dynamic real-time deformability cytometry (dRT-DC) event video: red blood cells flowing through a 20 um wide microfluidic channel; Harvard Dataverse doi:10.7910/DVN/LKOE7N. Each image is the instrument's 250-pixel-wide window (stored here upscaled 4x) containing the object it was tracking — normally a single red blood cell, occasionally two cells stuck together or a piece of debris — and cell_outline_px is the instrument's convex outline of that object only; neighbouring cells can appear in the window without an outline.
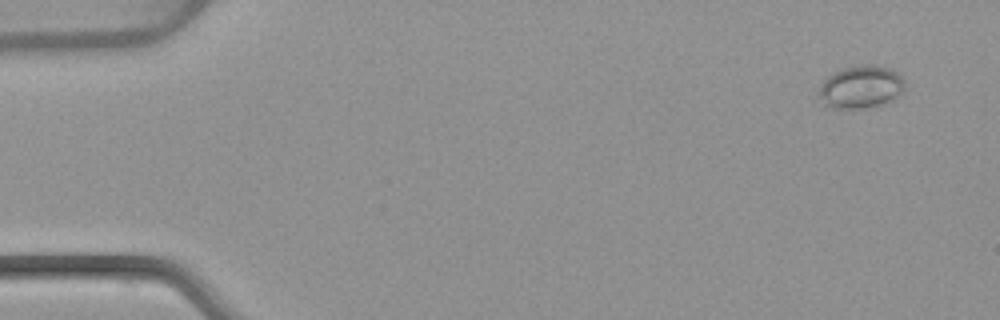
{"species": "common noctule bat (a hibernating species)", "species_latin": "Nyctalus noctula", "temperature_condition": "warm", "stored_images_in_passage": 4, "camera_frame_rate_fps": 3000, "um_per_image_px": 0.085, "animal": {"sex": "female", "body_mass_g": 22.7, "forearm_length_mm": 54.2}, "frame": {"image": 1, "passage_image": 1, "time_ms": 0.0, "image_size_px": [1000, 320], "cell_outline_px": [[904, 88], [900, 96], [892, 100], [880, 104], [864, 108], [832, 108], [824, 104], [820, 96], [820, 84], [832, 72], [840, 68], [860, 64], [872, 64], [892, 68], [904, 80]], "centroid_in_image_um": [73.19, 7.36], "position_along_channel_um": 11.8, "area_um2": 21.56}}